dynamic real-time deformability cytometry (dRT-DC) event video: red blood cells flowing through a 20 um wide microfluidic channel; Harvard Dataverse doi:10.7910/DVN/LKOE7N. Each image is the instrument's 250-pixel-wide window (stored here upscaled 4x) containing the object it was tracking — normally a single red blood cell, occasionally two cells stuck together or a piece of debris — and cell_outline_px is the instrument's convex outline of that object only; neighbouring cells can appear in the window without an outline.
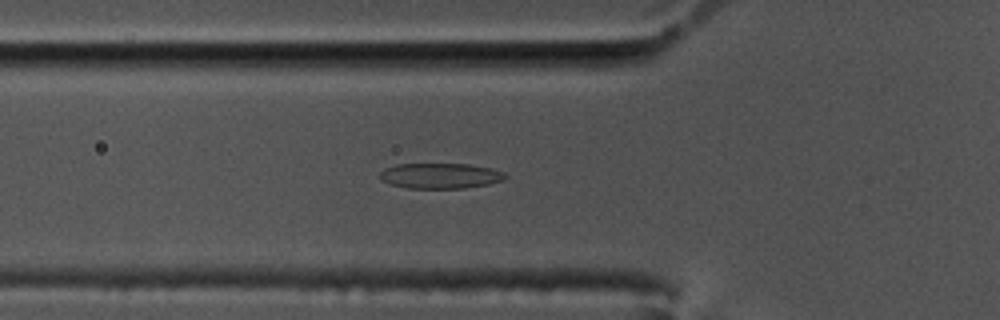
{"species": "common noctule bat (a hibernating species)", "species_latin": "Nyctalus noctula", "temperature_condition": "cold", "stored_images_in_passage": 58, "camera_frame_rate_fps": 3000, "um_per_image_px": 0.085, "animal": {"sex": "male", "body_mass_g": 17.5, "forearm_length_mm": 52.3}, "frame": {"image": 1, "passage_image": 20, "time_ms": 6.333, "image_size_px": [1000, 320], "cell_outline_px": [[508, 176], [504, 180], [488, 184], [464, 188], [408, 188], [392, 184], [380, 180], [380, 172], [384, 168], [396, 164], [468, 164], [492, 168], [504, 172]], "centroid_in_image_um": [37.44, 14.94], "position_along_channel_um": 88.4, "area_um2": 18.61}}
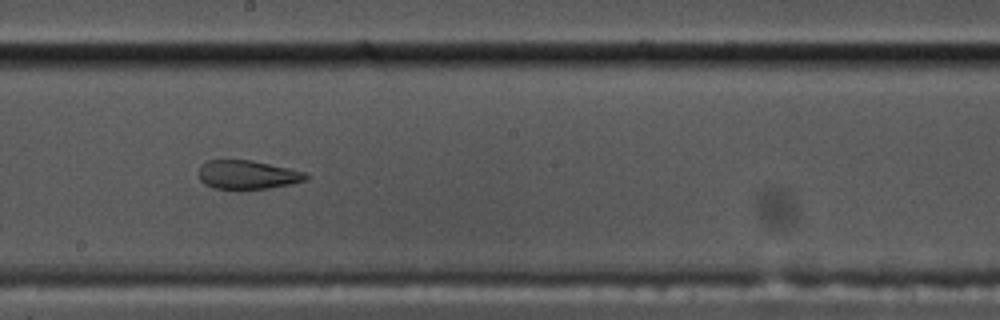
{"frame": {"image": 2, "passage_image": 32, "time_ms": 10.333, "image_size_px": [1000, 320], "cell_outline_px": [[308, 176], [304, 180], [288, 184], [268, 188], [216, 188], [204, 184], [200, 180], [200, 164], [208, 160], [252, 160], [308, 172]], "centroid_in_image_um": [21.03, 14.83], "position_along_channel_um": 227.2, "area_um2": 17.69}}
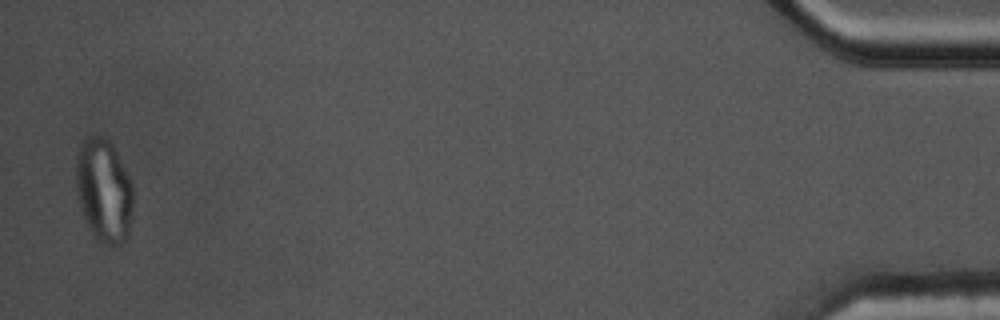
{"frame": {"image": 3, "passage_image": 57, "time_ms": 18.667, "image_size_px": [1000, 320], "cell_outline_px": [[132, 216], [128, 236], [120, 244], [108, 248], [100, 244], [92, 236], [88, 228], [80, 208], [76, 188], [76, 152], [84, 136], [104, 136], [112, 144], [132, 184]], "centroid_in_image_um": [8.8, 16.24], "position_along_channel_um": 426.4, "area_um2": 35.08}, "authors_computed_cell_mechanics": {"area_um2": 19.3919, "velocity_mm_per_s": 3.472, "shape_relaxation_time_tau1_ms": null, "shape_relaxation_time_tau2_ms": 1.6349, "deformation_change_tau1": null, "deformation_change_tau2": 0.0815}}